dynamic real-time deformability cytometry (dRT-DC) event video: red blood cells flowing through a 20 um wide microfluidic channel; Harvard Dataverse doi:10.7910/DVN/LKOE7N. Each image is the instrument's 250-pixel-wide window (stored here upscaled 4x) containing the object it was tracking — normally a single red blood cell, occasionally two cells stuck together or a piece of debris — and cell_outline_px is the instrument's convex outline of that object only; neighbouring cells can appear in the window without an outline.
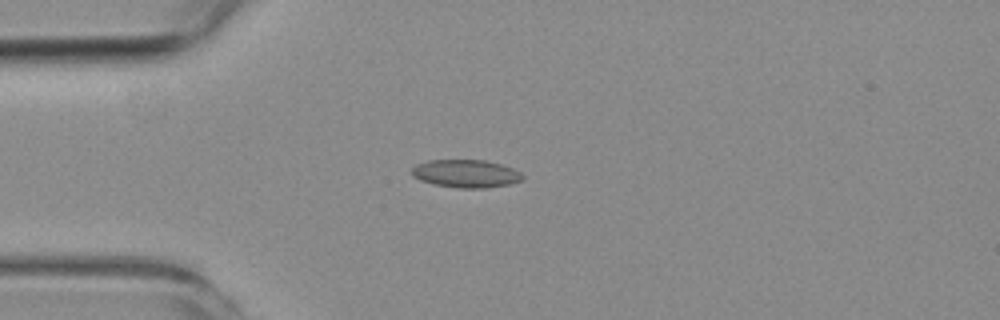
{"species": "common noctule bat (a hibernating species)", "species_latin": "Nyctalus noctula", "temperature_condition": "room temperature", "stored_images_in_passage": 7, "camera_frame_rate_fps": 3000, "um_per_image_px": 0.085, "animal": {"sex": "female", "body_mass_g": 19.3, "forearm_length_mm": 54.1}, "frame": {"image": 1, "passage_image": 2, "time_ms": 1.333, "image_size_px": [1000, 320], "cell_outline_px": [[524, 176], [520, 180], [508, 184], [484, 188], [456, 188], [432, 184], [420, 180], [412, 176], [412, 168], [416, 164], [428, 160], [484, 160], [500, 164], [512, 168], [520, 172]], "centroid_in_image_um": [39.56, 14.76], "position_along_channel_um": 45.4, "area_um2": 17.98}}
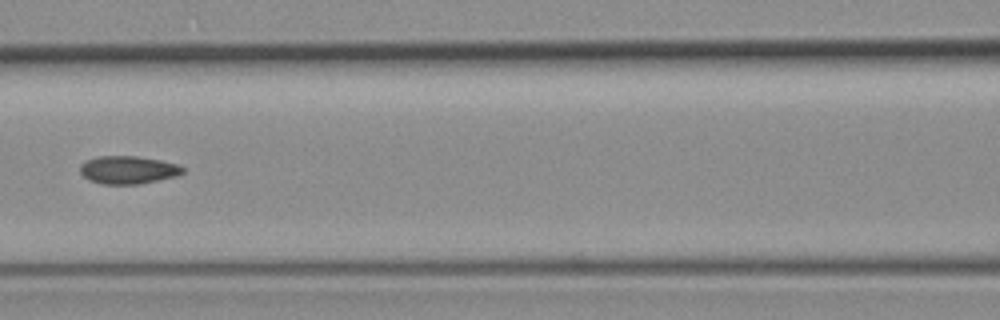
{"frame": {"image": 2, "passage_image": 5, "time_ms": 4.667, "image_size_px": [1000, 320], "cell_outline_px": [[184, 172], [180, 176], [140, 184], [100, 184], [88, 180], [80, 172], [80, 164], [84, 160], [96, 156], [136, 156], [160, 160], [180, 164], [184, 168]], "centroid_in_image_um": [10.9, 14.44], "position_along_channel_um": 155.7, "area_um2": 17.11}}
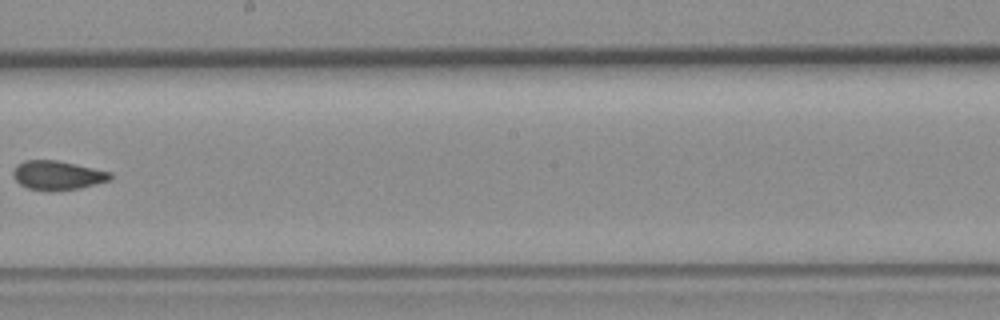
{"frame": {"image": 3, "passage_image": 7, "time_ms": 7.0, "image_size_px": [1000, 320], "cell_outline_px": [[112, 180], [80, 188], [28, 188], [20, 184], [12, 176], [12, 168], [16, 164], [24, 160], [56, 160], [112, 172]], "centroid_in_image_um": [4.88, 14.85], "position_along_channel_um": 243.3, "area_um2": 16.01}}